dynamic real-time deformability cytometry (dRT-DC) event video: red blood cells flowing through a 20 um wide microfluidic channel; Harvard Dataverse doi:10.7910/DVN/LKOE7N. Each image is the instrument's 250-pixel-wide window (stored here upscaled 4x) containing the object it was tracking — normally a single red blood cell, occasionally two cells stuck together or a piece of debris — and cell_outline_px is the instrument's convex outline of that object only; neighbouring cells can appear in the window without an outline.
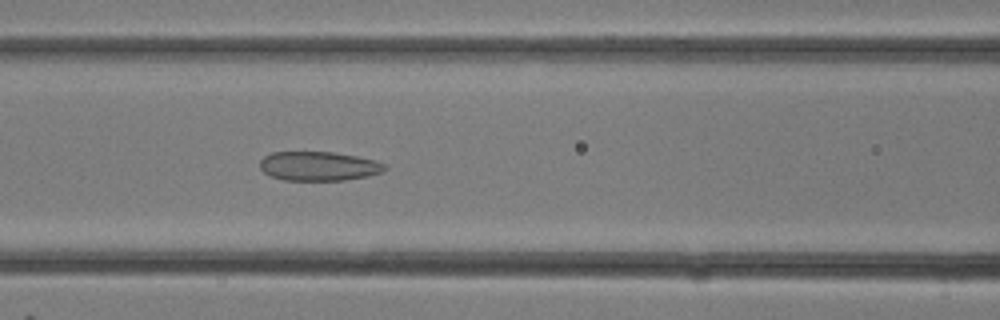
{"species": "common noctule bat (a hibernating species)", "species_latin": "Nyctalus noctula", "temperature_condition": "room temperature", "stored_images_in_passage": 13, "camera_frame_rate_fps": 3000, "um_per_image_px": 0.085, "animal": {"sex": "female"}, "frame": {"image": 1, "passage_image": 13, "time_ms": 4.0, "image_size_px": [1000, 320], "cell_outline_px": [[388, 168], [380, 172], [368, 176], [344, 180], [284, 180], [272, 176], [264, 172], [260, 168], [260, 160], [264, 156], [272, 152], [332, 152], [356, 156], [376, 160], [388, 164]], "centroid_in_image_um": [27.11, 14.11], "position_along_channel_um": 139.5, "area_um2": 21.27}}